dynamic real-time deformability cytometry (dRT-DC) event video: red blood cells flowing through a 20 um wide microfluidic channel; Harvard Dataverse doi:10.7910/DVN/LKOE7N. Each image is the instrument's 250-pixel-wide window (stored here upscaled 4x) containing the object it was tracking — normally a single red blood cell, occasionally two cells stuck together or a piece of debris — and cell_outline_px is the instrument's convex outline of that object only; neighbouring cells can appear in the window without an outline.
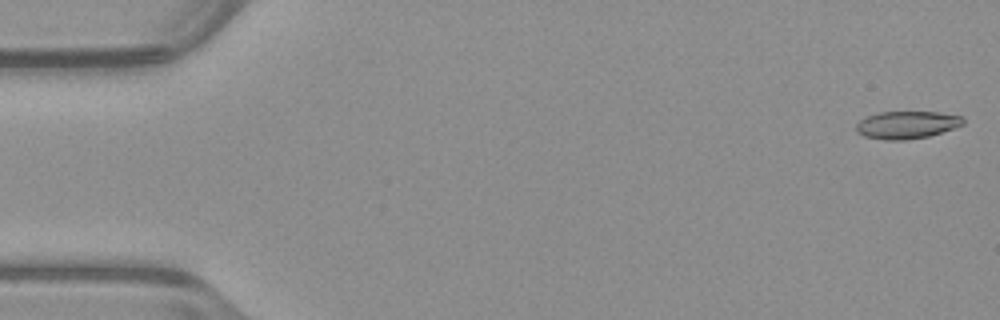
{"species": "common noctule bat (a hibernating species)", "species_latin": "Nyctalus noctula", "temperature_condition": "warm", "stored_images_in_passage": 52, "camera_frame_rate_fps": 3000, "um_per_image_px": 0.085, "animal": {"sex": "male", "body_mass_g": 23.1, "forearm_length_mm": 52.7}, "frame": {"image": 1, "passage_image": 1, "time_ms": 0.0, "image_size_px": [1000, 320], "cell_outline_px": [[964, 124], [928, 136], [904, 140], [884, 140], [864, 136], [856, 132], [856, 124], [864, 116], [880, 112], [940, 112], [960, 116], [964, 120]], "centroid_in_image_um": [77.02, 10.61], "position_along_channel_um": 8.0, "area_um2": 17.11}}
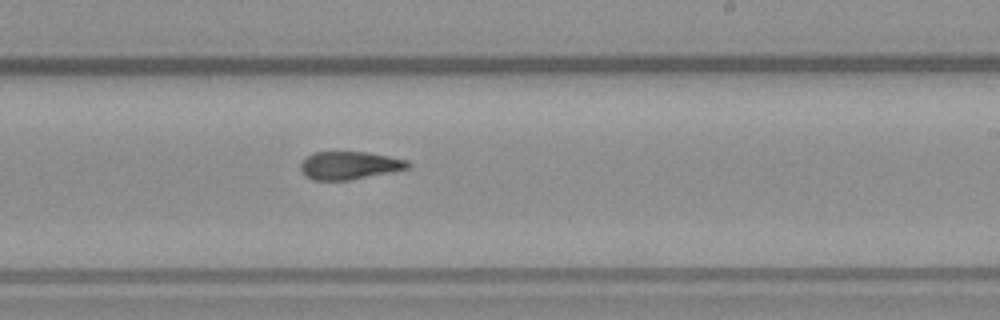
{"frame": {"image": 2, "passage_image": 31, "time_ms": 10.0, "image_size_px": [1000, 320], "cell_outline_px": [[412, 164], [408, 168], [348, 180], [312, 180], [304, 176], [300, 168], [300, 164], [308, 156], [316, 152], [368, 152], [408, 160]], "centroid_in_image_um": [29.68, 14.06], "position_along_channel_um": 259.3, "area_um2": 17.28}}
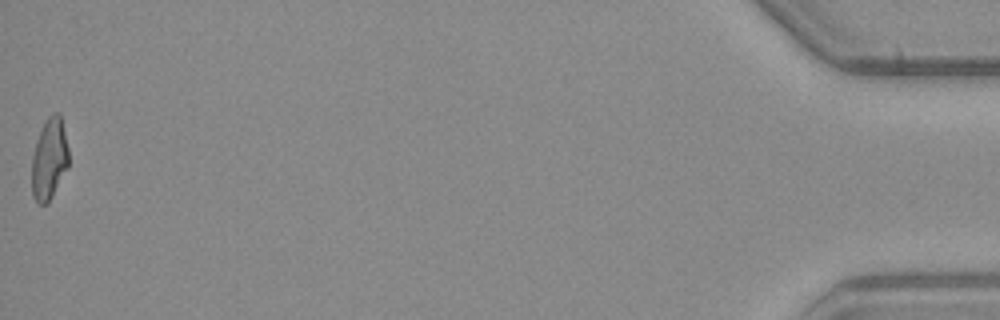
{"frame": {"image": 3, "passage_image": 52, "time_ms": 17.0, "image_size_px": [1000, 320], "cell_outline_px": [[68, 168], [48, 204], [36, 204], [32, 196], [32, 156], [36, 140], [44, 120], [52, 112], [60, 112], [68, 148]], "centroid_in_image_um": [4.18, 13.52], "position_along_channel_um": 431.0, "area_um2": 17.86}, "authors_computed_cell_mechanics": {"area_um2": 17.9758, "velocity_mm_per_s": 3.9739, "shape_relaxation_time_tau1_ms": null, "shape_relaxation_time_tau2_ms": 3.7345, "deformation_change_tau1": null, "deformation_change_tau2": 0.1307}}